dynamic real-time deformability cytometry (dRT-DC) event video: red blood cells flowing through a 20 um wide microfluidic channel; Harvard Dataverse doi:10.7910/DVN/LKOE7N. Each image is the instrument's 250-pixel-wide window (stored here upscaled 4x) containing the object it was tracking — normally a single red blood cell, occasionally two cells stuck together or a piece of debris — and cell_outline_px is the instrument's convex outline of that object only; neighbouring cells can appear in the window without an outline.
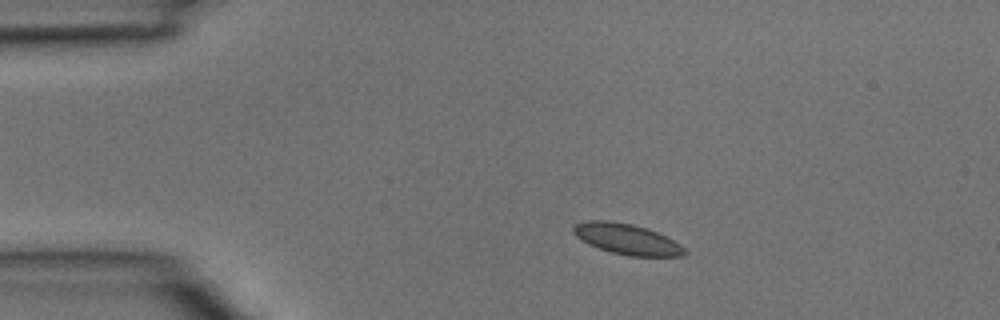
{"species": "common noctule bat (a hibernating species)", "species_latin": "Nyctalus noctula", "temperature_condition": "room temperature", "stored_images_in_passage": 2, "camera_frame_rate_fps": 3000, "um_per_image_px": 0.085, "animal": {"sex": "male", "body_mass_g": 15.6}, "frame": {"image": 1, "passage_image": 1, "time_ms": 0.0, "image_size_px": [1000, 320], "cell_outline_px": [[688, 252], [684, 256], [628, 256], [612, 252], [588, 244], [576, 236], [572, 232], [572, 228], [576, 224], [588, 220], [608, 220], [632, 224], [648, 228], [680, 244]], "centroid_in_image_um": [53.28, 20.32], "position_along_channel_um": 31.7, "area_um2": 19.77}}